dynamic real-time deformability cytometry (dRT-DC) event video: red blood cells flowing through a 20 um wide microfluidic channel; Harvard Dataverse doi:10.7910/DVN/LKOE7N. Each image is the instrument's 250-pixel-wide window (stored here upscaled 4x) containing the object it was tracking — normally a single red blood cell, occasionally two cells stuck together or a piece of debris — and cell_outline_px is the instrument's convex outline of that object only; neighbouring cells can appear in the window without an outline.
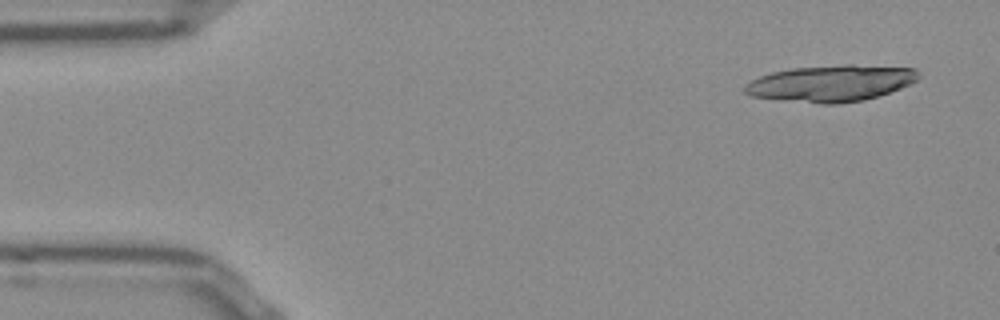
{"species": "Egyptian fruit bat (a non-hibernating species)", "species_latin": "Rousettus aegyptiacus", "temperature_condition": "room temperature", "stored_images_in_passage": 15, "camera_frame_rate_fps": 3000, "um_per_image_px": 0.085, "frame": {"image": 1, "passage_image": 1, "time_ms": 0.0, "image_size_px": [1000, 320], "cell_outline_px": [[920, 76], [916, 80], [900, 88], [864, 100], [836, 104], [820, 104], [780, 100], [752, 96], [744, 92], [744, 84], [760, 76], [772, 72], [792, 68], [844, 64], [852, 64], [916, 68]], "centroid_in_image_um": [70.61, 7.07], "position_along_channel_um": 14.4, "area_um2": 36.93}}